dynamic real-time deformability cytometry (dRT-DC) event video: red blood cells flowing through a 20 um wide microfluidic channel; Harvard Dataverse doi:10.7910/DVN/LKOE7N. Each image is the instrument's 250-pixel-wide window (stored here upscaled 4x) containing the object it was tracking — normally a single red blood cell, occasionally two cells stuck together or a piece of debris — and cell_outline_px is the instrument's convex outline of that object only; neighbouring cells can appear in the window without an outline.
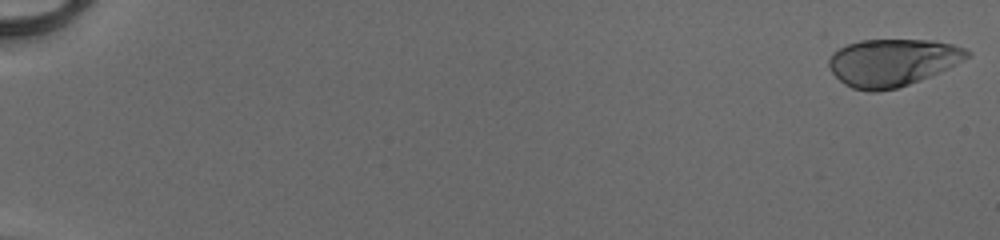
{"species": "human", "species_latin": "Homo sapiens", "temperature_condition": "cold", "stored_images_in_passage": 15, "camera_frame_rate_fps": 3000, "um_per_image_px": 0.085, "donor": {"sex": "male"}, "frame": {"image": 1, "passage_image": 1, "time_ms": 0.0, "image_size_px": [1000, 240], "cell_outline_px": [[972, 56], [948, 68], [920, 80], [896, 88], [876, 92], [868, 92], [852, 88], [844, 84], [832, 72], [828, 64], [828, 60], [832, 52], [848, 44], [860, 40], [932, 40], [952, 44], [964, 48], [972, 52]], "centroid_in_image_um": [75.86, 5.31], "position_along_channel_um": 9.1, "area_um2": 38.15}}